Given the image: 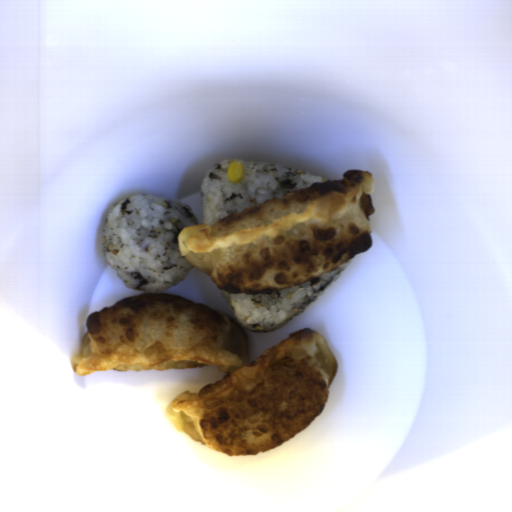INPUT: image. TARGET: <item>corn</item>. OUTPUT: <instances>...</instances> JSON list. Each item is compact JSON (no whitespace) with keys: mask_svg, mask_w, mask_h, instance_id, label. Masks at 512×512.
<instances>
[{"mask_svg":"<svg viewBox=\"0 0 512 512\" xmlns=\"http://www.w3.org/2000/svg\"><path fill=\"white\" fill-rule=\"evenodd\" d=\"M229 183L238 184L244 175L243 164L241 162H233L229 165L227 171Z\"/></svg>","mask_w":512,"mask_h":512,"instance_id":"corn-1","label":"corn"}]
</instances>
